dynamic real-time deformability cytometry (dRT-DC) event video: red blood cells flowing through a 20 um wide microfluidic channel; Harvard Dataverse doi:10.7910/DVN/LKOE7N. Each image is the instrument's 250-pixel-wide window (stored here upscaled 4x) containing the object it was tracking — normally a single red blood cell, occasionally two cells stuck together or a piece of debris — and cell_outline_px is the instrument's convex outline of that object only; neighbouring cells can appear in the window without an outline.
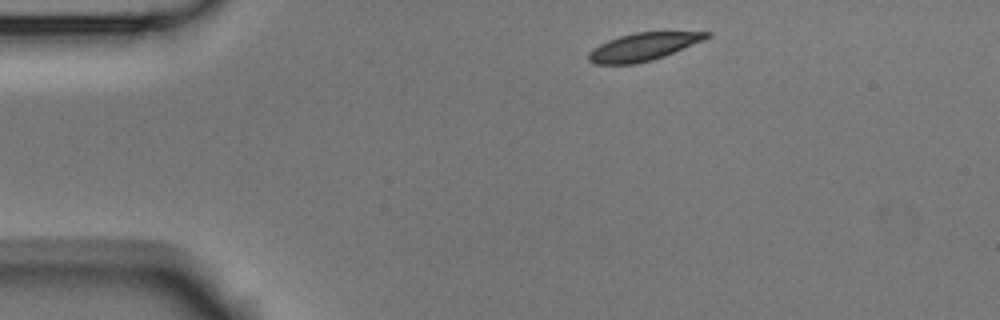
{"species": "Egyptian fruit bat (a non-hibernating species)", "species_latin": "Rousettus aegyptiacus", "temperature_condition": "room temperature", "stored_images_in_passage": 3, "segment_of_instrument_passage": [2, 2], "camera_frame_rate_fps": 3000, "um_per_image_px": 0.085, "animal": {"sex": "male"}, "frame": {"image": 1, "passage_image": 3, "time_ms": 0.667, "image_size_px": [1000, 320], "cell_outline_px": [[712, 36], [704, 40], [664, 56], [652, 60], [636, 64], [592, 64], [588, 60], [588, 52], [592, 48], [608, 40], [620, 36], [636, 32], [712, 32]], "centroid_in_image_um": [54.65, 3.98], "position_along_channel_um": 30.3, "area_um2": 19.07}}